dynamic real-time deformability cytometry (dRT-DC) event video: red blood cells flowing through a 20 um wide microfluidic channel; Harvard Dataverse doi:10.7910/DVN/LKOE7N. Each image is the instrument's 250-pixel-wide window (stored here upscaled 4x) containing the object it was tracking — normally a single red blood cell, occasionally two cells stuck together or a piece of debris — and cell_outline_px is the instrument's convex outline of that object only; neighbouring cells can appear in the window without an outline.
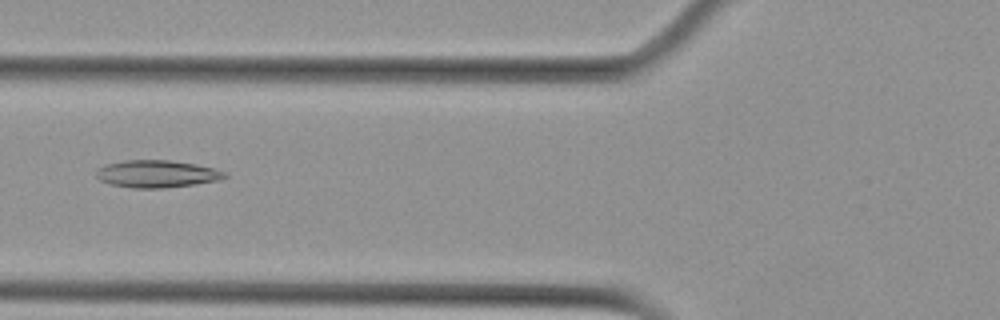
{"species": "Egyptian fruit bat (a non-hibernating species)", "species_latin": "Rousettus aegyptiacus", "temperature_condition": "cold", "stored_images_in_passage": 8, "camera_frame_rate_fps": 3000, "um_per_image_px": 0.085, "animal": {"sex": "female"}, "frame": {"image": 1, "passage_image": 7, "time_ms": 7.0, "image_size_px": [1000, 320], "cell_outline_px": [[228, 176], [220, 180], [196, 184], [164, 188], [132, 188], [112, 184], [100, 180], [96, 176], [96, 172], [104, 164], [124, 160], [168, 160], [196, 164], [216, 168], [228, 172]], "centroid_in_image_um": [13.39, 14.77], "position_along_channel_um": 112.4, "area_um2": 20.63}}
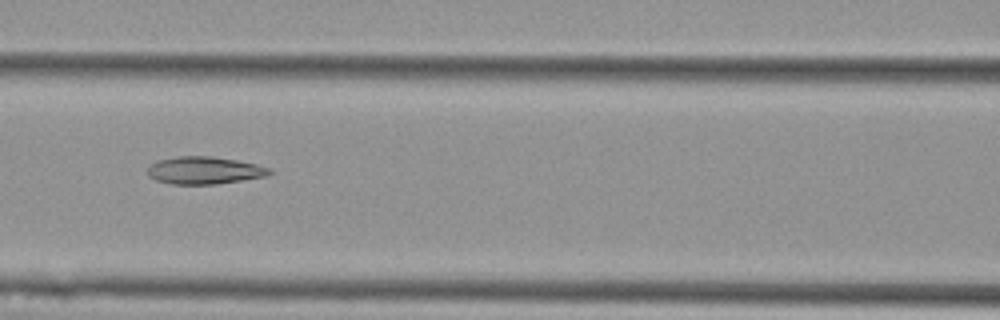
{"frame": {"image": 2, "passage_image": 8, "time_ms": 8.0, "image_size_px": [1000, 320], "cell_outline_px": [[272, 172], [268, 176], [216, 184], [172, 184], [156, 180], [148, 176], [148, 168], [156, 160], [176, 156], [212, 156], [236, 160], [256, 164], [272, 168]], "centroid_in_image_um": [17.38, 14.48], "position_along_channel_um": 149.2, "area_um2": 19.59}}